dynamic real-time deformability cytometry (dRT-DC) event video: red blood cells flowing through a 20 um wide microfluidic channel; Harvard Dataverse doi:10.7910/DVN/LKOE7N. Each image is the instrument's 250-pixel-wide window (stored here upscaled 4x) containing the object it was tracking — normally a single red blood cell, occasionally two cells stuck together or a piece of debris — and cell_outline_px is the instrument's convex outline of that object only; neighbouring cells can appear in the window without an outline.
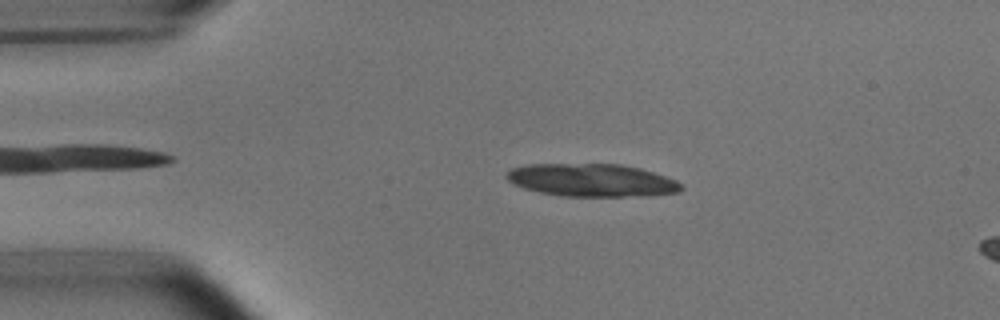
{"species": "common noctule bat (a hibernating species)", "species_latin": "Nyctalus noctula", "temperature_condition": "room temperature", "stored_images_in_passage": 11, "camera_frame_rate_fps": 3000, "um_per_image_px": 0.085, "animal": {"sex": "male", "body_mass_g": 15.6}, "frame": {"image": 1, "passage_image": 10, "time_ms": 3.0, "image_size_px": [1000, 320], "cell_outline_px": [[676, 188], [656, 192], [560, 192], [540, 188], [516, 180], [512, 176], [516, 172], [532, 168], [568, 168], [640, 172], [676, 184]], "centroid_in_image_um": [50.3, 15.35], "position_along_channel_um": 34.7, "area_um2": 22.02}}